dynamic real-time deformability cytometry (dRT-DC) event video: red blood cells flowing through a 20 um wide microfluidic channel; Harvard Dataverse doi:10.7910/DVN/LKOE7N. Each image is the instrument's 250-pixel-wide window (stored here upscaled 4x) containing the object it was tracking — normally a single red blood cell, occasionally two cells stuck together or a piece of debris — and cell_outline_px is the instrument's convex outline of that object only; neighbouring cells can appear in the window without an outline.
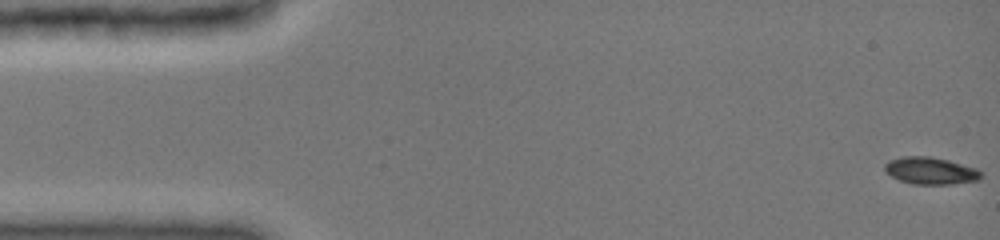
{"species": "common noctule bat (a hibernating species)", "species_latin": "Nyctalus noctula", "temperature_condition": "cold", "stored_images_in_passage": 15, "camera_frame_rate_fps": 3000, "um_per_image_px": 0.085, "animal": {"sex": "female", "body_mass_g": 19.0, "forearm_length_mm": 51.5}, "frame": {"image": 1, "passage_image": 1, "time_ms": 0.0, "image_size_px": [1000, 240], "cell_outline_px": [[984, 176], [980, 180], [952, 184], [912, 184], [900, 180], [884, 172], [884, 164], [888, 160], [904, 156], [932, 156], [948, 160], [976, 168], [984, 172]], "centroid_in_image_um": [79.12, 14.51], "position_along_channel_um": 5.9, "area_um2": 15.49}}
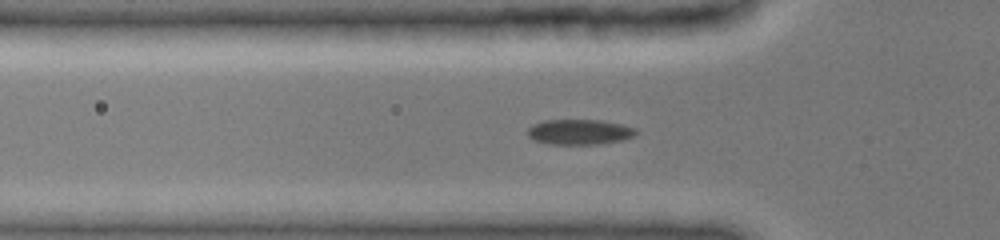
{"frame": {"image": 2, "passage_image": 9, "time_ms": 5.0, "image_size_px": [1000, 240], "cell_outline_px": [[636, 136], [620, 140], [600, 144], [548, 144], [536, 140], [528, 136], [528, 128], [532, 124], [544, 120], [600, 120], [624, 124], [636, 128]], "centroid_in_image_um": [49.27, 11.21], "position_along_channel_um": 76.5, "area_um2": 16.01}}
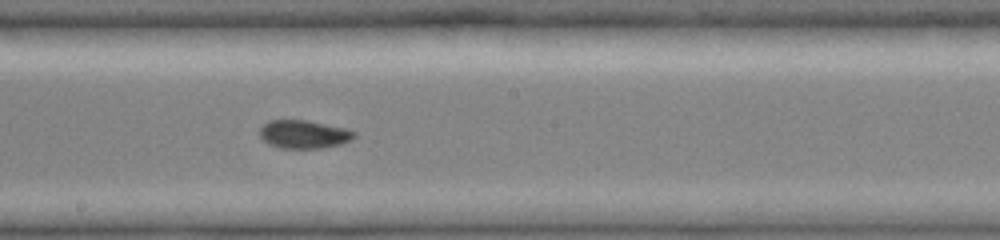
{"frame": {"image": 3, "passage_image": 15, "time_ms": 8.667, "image_size_px": [1000, 240], "cell_outline_px": [[356, 136], [340, 144], [320, 148], [280, 148], [268, 144], [260, 136], [260, 128], [268, 120], [304, 120], [344, 128], [356, 132]], "centroid_in_image_um": [25.79, 11.41], "position_along_channel_um": 222.4, "area_um2": 15.32}}